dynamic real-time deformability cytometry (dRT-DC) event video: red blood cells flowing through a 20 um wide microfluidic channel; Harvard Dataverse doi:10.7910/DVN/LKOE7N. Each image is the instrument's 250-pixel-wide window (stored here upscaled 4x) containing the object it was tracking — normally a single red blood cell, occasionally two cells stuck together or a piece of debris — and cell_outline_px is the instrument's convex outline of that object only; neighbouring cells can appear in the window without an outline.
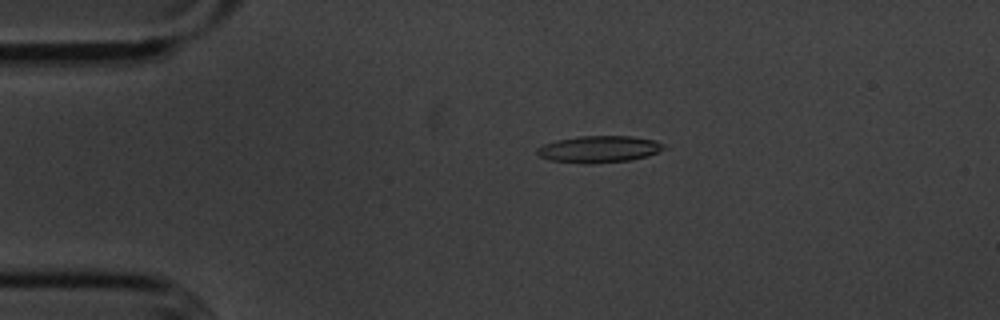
{"species": "common noctule bat (a hibernating species)", "species_latin": "Nyctalus noctula", "temperature_condition": "cold", "stored_images_in_passage": 45, "camera_frame_rate_fps": 3000, "um_per_image_px": 0.085, "animal": {"sex": "male", "body_mass_g": 20.1, "forearm_length_mm": 53.5}, "frame": {"image": 1, "passage_image": 1, "time_ms": 0.0, "image_size_px": [1000, 320], "cell_outline_px": [[664, 148], [648, 156], [632, 160], [588, 164], [584, 164], [548, 160], [540, 156], [536, 152], [536, 148], [544, 144], [556, 140], [580, 136], [632, 136], [656, 140], [664, 144]], "centroid_in_image_um": [50.9, 12.68], "position_along_channel_um": 34.1, "area_um2": 19.88}}
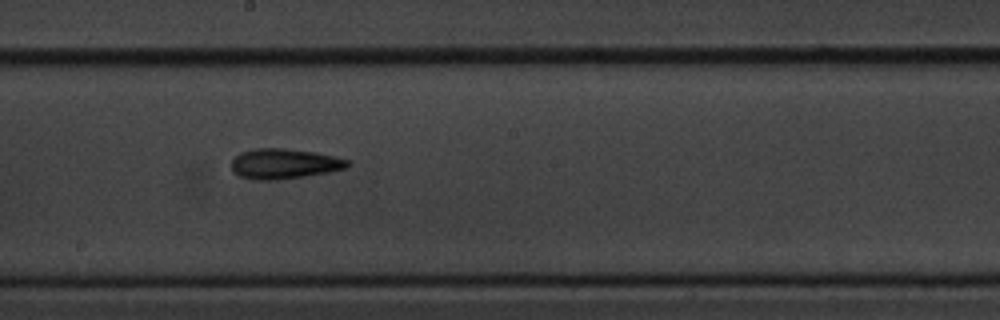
{"frame": {"image": 2, "passage_image": 20, "time_ms": 6.333, "image_size_px": [1000, 320], "cell_outline_px": [[348, 168], [328, 172], [304, 176], [276, 180], [252, 180], [240, 176], [232, 172], [232, 160], [240, 152], [252, 148], [284, 148], [316, 152], [336, 156], [348, 160]], "centroid_in_image_um": [24.13, 13.91], "position_along_channel_um": 224.1, "area_um2": 20.58}}
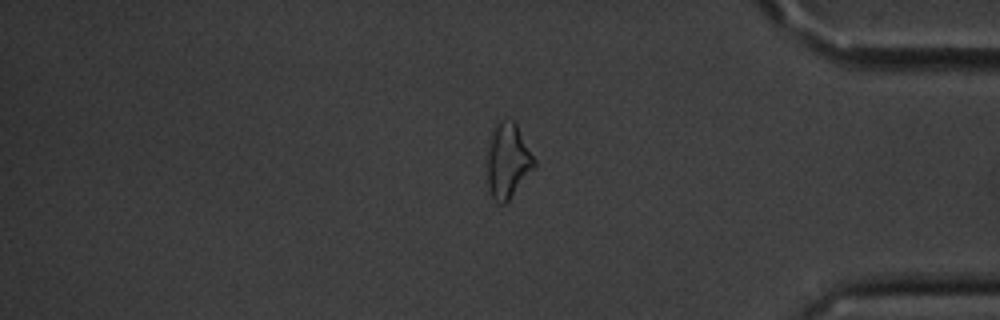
{"frame": {"image": 3, "passage_image": 36, "time_ms": 11.667, "image_size_px": [1000, 320], "cell_outline_px": [[536, 168], [508, 200], [504, 204], [500, 204], [492, 196], [488, 184], [488, 152], [492, 132], [496, 124], [500, 120], [512, 120], [516, 124], [536, 160]], "centroid_in_image_um": [43.2, 13.67], "position_along_channel_um": 392.0, "area_um2": 20.23}, "authors_computed_cell_mechanics": {"area_um2": 19.9988, "velocity_mm_per_s": 3.598, "shape_relaxation_time_tau1_ms": 2.7074, "shape_relaxation_time_tau2_ms": 9.2541, "deformation_change_tau1": 0.1076, "deformation_change_tau2": 0.2268}}